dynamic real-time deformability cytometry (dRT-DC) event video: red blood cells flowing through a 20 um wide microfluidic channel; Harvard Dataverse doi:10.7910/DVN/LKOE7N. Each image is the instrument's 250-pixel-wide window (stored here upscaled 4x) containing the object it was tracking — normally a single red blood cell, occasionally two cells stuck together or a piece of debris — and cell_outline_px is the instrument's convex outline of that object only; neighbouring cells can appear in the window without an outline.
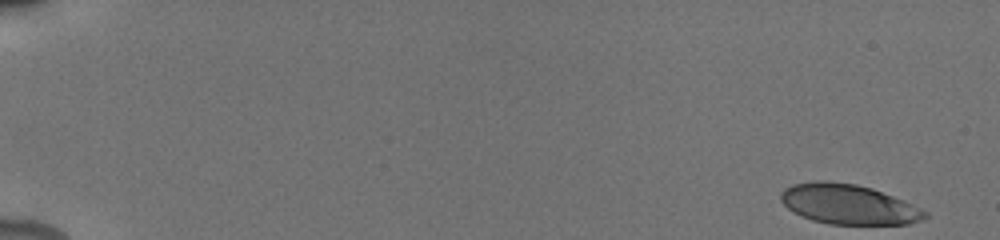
{"species": "human", "species_latin": "Homo sapiens", "temperature_condition": "cold", "stored_images_in_passage": 35, "camera_frame_rate_fps": 3000, "um_per_image_px": 0.085, "donor": {"sex": "male"}, "frame": {"image": 1, "passage_image": 1, "time_ms": 0.0, "image_size_px": [1000, 240], "cell_outline_px": [[928, 216], [924, 220], [908, 224], [828, 224], [812, 220], [800, 216], [788, 208], [780, 200], [780, 192], [784, 188], [792, 184], [812, 180], [828, 180], [856, 184], [872, 188], [904, 200], [928, 212]], "centroid_in_image_um": [72.1, 17.35], "position_along_channel_um": 12.9, "area_um2": 33.93}}
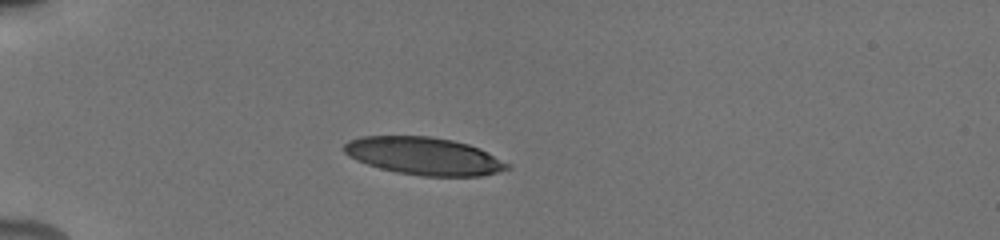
{"frame": {"image": 2, "passage_image": 29, "time_ms": 4.667, "image_size_px": [1000, 240], "cell_outline_px": [[512, 168], [480, 176], [420, 176], [396, 172], [380, 168], [356, 160], [348, 156], [344, 152], [344, 144], [348, 140], [360, 136], [428, 136], [452, 140], [468, 144], [480, 148], [512, 164]], "centroid_in_image_um": [36.05, 13.26], "position_along_channel_um": 48.9, "area_um2": 35.95}}